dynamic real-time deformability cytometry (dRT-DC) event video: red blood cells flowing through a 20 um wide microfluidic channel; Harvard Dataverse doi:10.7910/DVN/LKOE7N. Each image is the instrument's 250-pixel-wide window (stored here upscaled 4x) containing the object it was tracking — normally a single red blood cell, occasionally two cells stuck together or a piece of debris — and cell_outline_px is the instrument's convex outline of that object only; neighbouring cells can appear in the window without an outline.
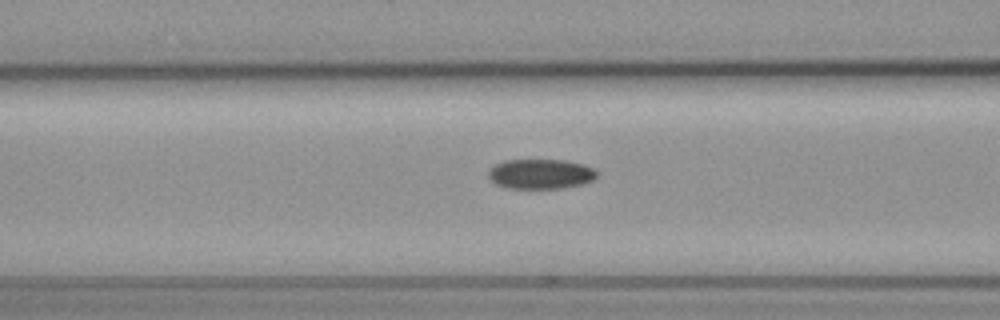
{"species": "common noctule bat (a hibernating species)", "species_latin": "Nyctalus noctula", "temperature_condition": "cold", "stored_images_in_passage": 12, "camera_frame_rate_fps": 3000, "um_per_image_px": 0.085, "animal": {"sex": "female", "body_mass_g": 19.3, "forearm_length_mm": 54.1}, "frame": {"image": 1, "passage_image": 7, "time_ms": 2.0, "image_size_px": [1000, 320], "cell_outline_px": [[596, 176], [592, 180], [580, 184], [560, 188], [508, 188], [496, 184], [488, 176], [488, 172], [496, 164], [504, 160], [568, 160], [584, 164], [592, 168], [596, 172]], "centroid_in_image_um": [45.94, 14.77], "position_along_channel_um": 120.7, "area_um2": 18.67}}
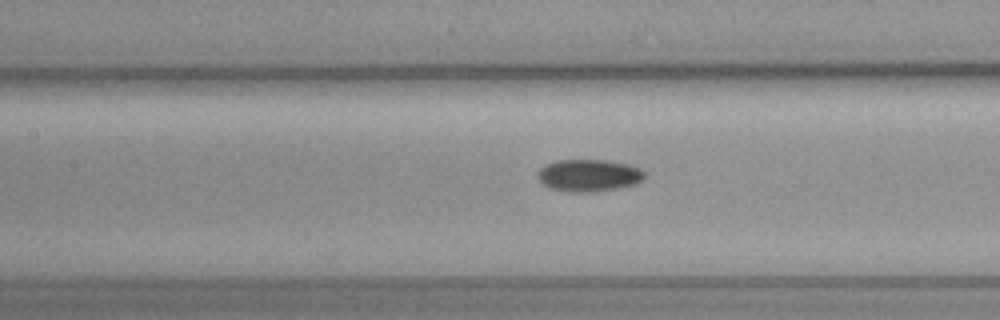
{"frame": {"image": 2, "passage_image": 10, "time_ms": 3.0, "image_size_px": [1000, 320], "cell_outline_px": [[644, 176], [636, 184], [596, 192], [568, 192], [548, 188], [540, 184], [536, 176], [536, 172], [540, 168], [556, 160], [608, 160], [628, 164], [640, 168], [644, 172]], "centroid_in_image_um": [49.98, 14.91], "position_along_channel_um": 157.4, "area_um2": 20.29}}